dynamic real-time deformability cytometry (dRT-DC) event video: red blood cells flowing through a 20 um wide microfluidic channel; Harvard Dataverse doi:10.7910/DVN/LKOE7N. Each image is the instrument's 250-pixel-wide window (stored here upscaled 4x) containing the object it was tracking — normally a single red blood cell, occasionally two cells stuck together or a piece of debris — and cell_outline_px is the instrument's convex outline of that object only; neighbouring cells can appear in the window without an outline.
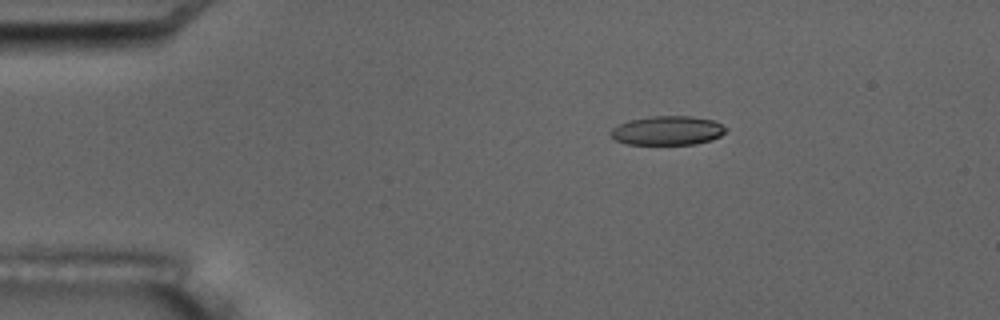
{"species": "common noctule bat (a hibernating species)", "species_latin": "Nyctalus noctula", "temperature_condition": "room temperature", "stored_images_in_passage": 3, "camera_frame_rate_fps": 3000, "um_per_image_px": 0.085, "animal": {"sex": "male", "body_mass_g": 17.5, "forearm_length_mm": 52.3}, "frame": {"image": 1, "passage_image": 1, "time_ms": 0.0, "image_size_px": [1000, 320], "cell_outline_px": [[728, 128], [720, 136], [712, 140], [696, 144], [628, 144], [616, 140], [608, 132], [612, 128], [628, 120], [652, 116], [692, 116], [712, 120]], "centroid_in_image_um": [56.74, 11.09], "position_along_channel_um": 28.3, "area_um2": 19.48}}